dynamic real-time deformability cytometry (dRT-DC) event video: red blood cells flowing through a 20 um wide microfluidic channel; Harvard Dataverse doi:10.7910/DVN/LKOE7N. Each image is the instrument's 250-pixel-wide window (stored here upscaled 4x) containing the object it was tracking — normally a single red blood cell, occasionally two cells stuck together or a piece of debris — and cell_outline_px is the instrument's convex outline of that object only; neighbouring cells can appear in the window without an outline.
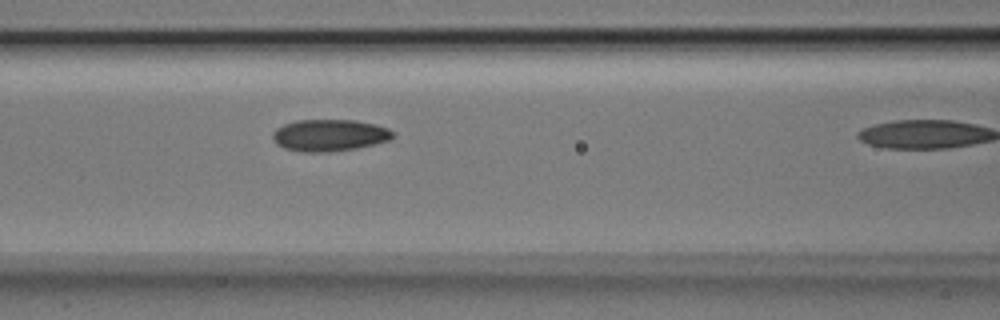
{"species": "Egyptian fruit bat (a non-hibernating species)", "species_latin": "Rousettus aegyptiacus", "temperature_condition": "room temperature", "stored_images_in_passage": 11, "camera_frame_rate_fps": 3000, "um_per_image_px": 0.085, "animal": {"sex": "male"}, "frame": {"image": 1, "passage_image": 10, "time_ms": 3.0, "image_size_px": [1000, 320], "cell_outline_px": [[392, 136], [388, 140], [376, 144], [356, 148], [328, 152], [300, 152], [284, 148], [276, 144], [272, 136], [276, 128], [284, 124], [296, 120], [356, 120], [388, 128], [392, 132]], "centroid_in_image_um": [27.96, 11.5], "position_along_channel_um": 138.6, "area_um2": 22.2}}